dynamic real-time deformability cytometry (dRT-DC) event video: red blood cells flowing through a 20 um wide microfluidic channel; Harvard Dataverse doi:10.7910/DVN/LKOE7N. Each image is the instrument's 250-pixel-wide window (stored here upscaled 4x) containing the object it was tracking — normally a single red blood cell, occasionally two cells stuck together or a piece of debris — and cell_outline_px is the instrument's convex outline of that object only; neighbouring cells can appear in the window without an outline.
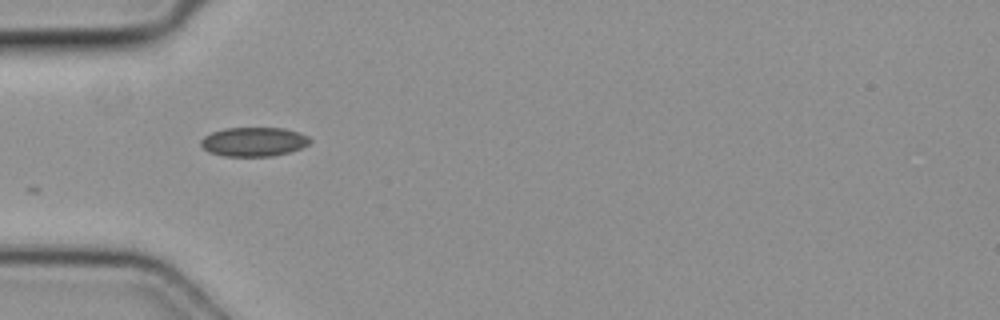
{"species": "common noctule bat (a hibernating species)", "species_latin": "Nyctalus noctula", "temperature_condition": "cold", "stored_images_in_passage": 7, "camera_frame_rate_fps": 3000, "um_per_image_px": 0.085, "animal": {"sex": "female", "body_mass_g": 19.3, "forearm_length_mm": 54.1}, "frame": {"image": 1, "passage_image": 5, "time_ms": 1.333, "image_size_px": [1000, 320], "cell_outline_px": [[312, 140], [308, 144], [300, 148], [288, 152], [272, 156], [224, 156], [208, 152], [200, 144], [200, 140], [204, 136], [212, 132], [224, 128], [284, 128], [300, 132], [308, 136]], "centroid_in_image_um": [21.56, 12.04], "position_along_channel_um": 63.4, "area_um2": 18.55}}
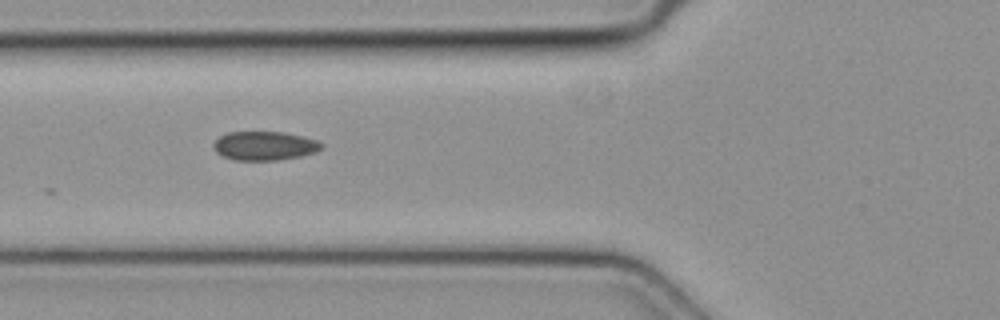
{"frame": {"image": 2, "passage_image": 6, "time_ms": 1.667, "image_size_px": [1000, 320], "cell_outline_px": [[324, 148], [316, 152], [300, 156], [276, 160], [236, 160], [224, 156], [216, 152], [212, 148], [212, 144], [220, 136], [228, 132], [284, 132], [304, 136], [316, 140], [324, 144]], "centroid_in_image_um": [22.51, 12.39], "position_along_channel_um": 103.3, "area_um2": 18.26}}
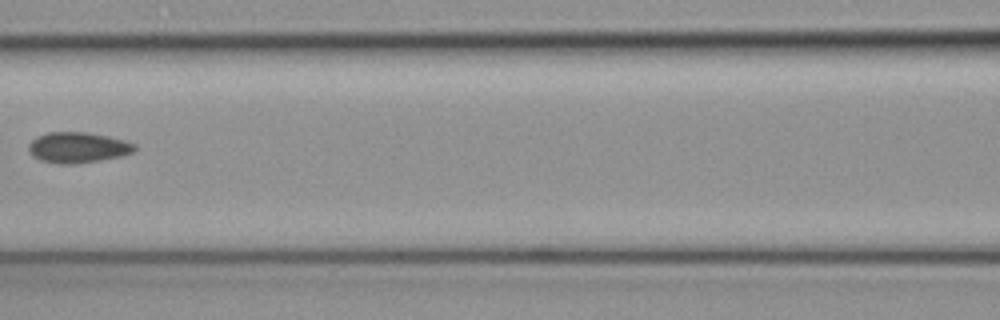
{"frame": {"image": 3, "passage_image": 7, "time_ms": 2.0, "image_size_px": [1000, 320], "cell_outline_px": [[136, 148], [132, 152], [120, 156], [100, 160], [76, 164], [60, 164], [40, 160], [32, 156], [28, 148], [28, 144], [36, 136], [48, 132], [88, 132], [108, 136], [124, 140], [136, 144]], "centroid_in_image_um": [6.59, 12.53], "position_along_channel_um": 160.0, "area_um2": 19.02}}